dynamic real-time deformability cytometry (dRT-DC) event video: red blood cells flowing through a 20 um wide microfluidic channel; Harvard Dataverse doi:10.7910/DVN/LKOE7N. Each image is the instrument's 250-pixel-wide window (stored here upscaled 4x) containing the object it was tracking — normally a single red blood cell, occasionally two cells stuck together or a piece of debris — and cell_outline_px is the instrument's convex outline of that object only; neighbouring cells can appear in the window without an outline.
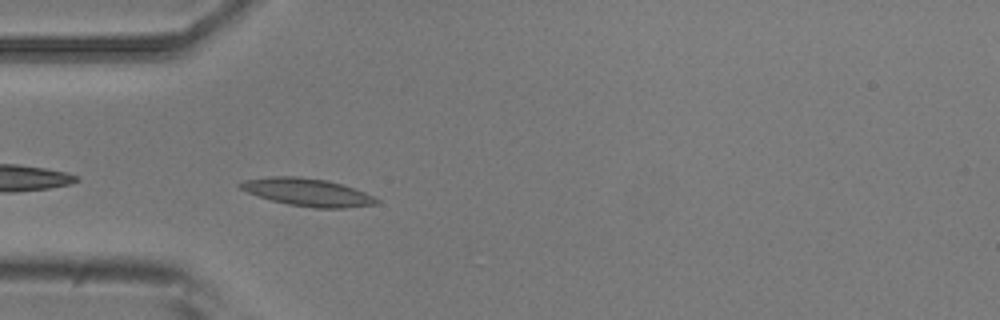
{"species": "common noctule bat (a hibernating species)", "species_latin": "Nyctalus noctula", "temperature_condition": "room temperature", "stored_images_in_passage": 12, "camera_frame_rate_fps": 3000, "um_per_image_px": 0.085, "animal": {"sex": "male", "body_mass_g": 20.5, "forearm_length_mm": 52.5}, "frame": {"image": 1, "passage_image": 2, "time_ms": 0.333, "image_size_px": [1000, 320], "cell_outline_px": [[380, 200], [376, 204], [344, 208], [312, 208], [288, 204], [272, 200], [248, 192], [240, 188], [236, 184], [244, 180], [272, 176], [296, 176], [328, 180], [364, 192]], "centroid_in_image_um": [26.12, 16.34], "position_along_channel_um": 58.9, "area_um2": 21.73}}
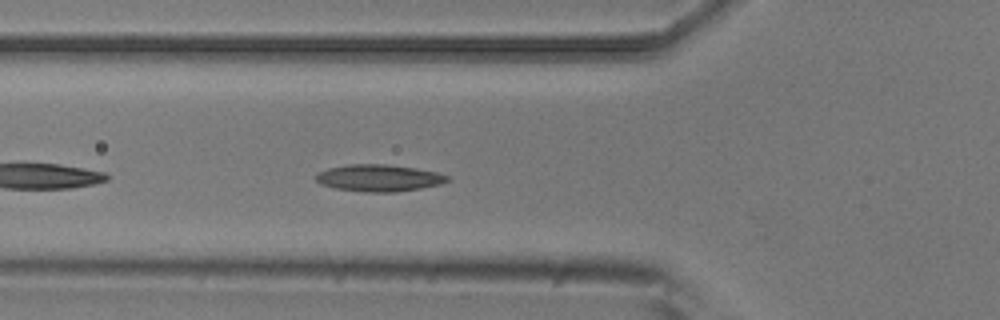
{"frame": {"image": 2, "passage_image": 5, "time_ms": 1.333, "image_size_px": [1000, 320], "cell_outline_px": [[448, 180], [440, 184], [420, 188], [396, 192], [364, 192], [336, 188], [320, 184], [316, 180], [316, 176], [320, 172], [328, 168], [348, 164], [384, 164], [416, 168], [436, 172], [448, 176]], "centroid_in_image_um": [32.19, 15.13], "position_along_channel_um": 93.6, "area_um2": 20.4}}